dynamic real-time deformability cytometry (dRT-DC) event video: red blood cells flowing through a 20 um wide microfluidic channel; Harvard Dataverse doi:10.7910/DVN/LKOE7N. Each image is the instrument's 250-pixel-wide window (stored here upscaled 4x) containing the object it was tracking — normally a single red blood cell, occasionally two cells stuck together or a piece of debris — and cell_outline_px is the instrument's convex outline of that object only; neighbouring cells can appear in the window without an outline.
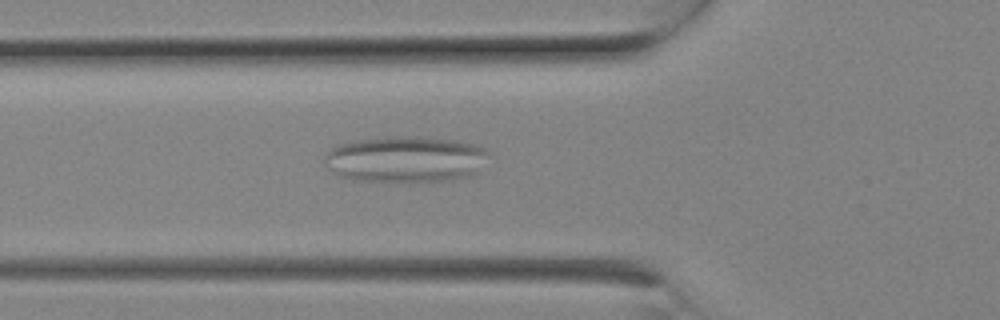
{"species": "Egyptian fruit bat (a non-hibernating species)", "species_latin": "Rousettus aegyptiacus", "temperature_condition": "room temperature", "stored_images_in_passage": 8, "camera_frame_rate_fps": 3000, "um_per_image_px": 0.085, "animal": {"sex": "female"}, "frame": {"image": 1, "passage_image": 8, "time_ms": 2.333, "image_size_px": [1000, 320], "cell_outline_px": [[488, 152], [476, 172], [468, 176], [452, 180], [412, 184], [352, 180], [340, 176], [332, 172], [324, 164], [324, 152], [336, 144], [356, 140], [388, 136], [428, 136], [456, 140], [476, 144], [484, 148]], "centroid_in_image_um": [34.4, 13.55], "position_along_channel_um": 91.4, "area_um2": 45.6}}